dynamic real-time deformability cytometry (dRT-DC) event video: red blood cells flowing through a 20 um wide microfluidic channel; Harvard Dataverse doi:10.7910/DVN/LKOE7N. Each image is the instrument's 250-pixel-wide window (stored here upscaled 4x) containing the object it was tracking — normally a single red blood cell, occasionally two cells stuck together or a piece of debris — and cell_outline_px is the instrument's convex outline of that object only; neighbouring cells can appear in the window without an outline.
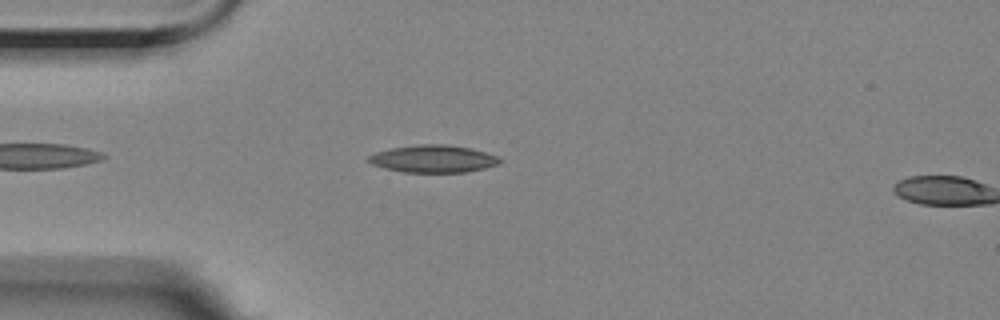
{"species": "Egyptian fruit bat (a non-hibernating species)", "species_latin": "Rousettus aegyptiacus", "temperature_condition": "room temperature", "stored_images_in_passage": 8, "camera_frame_rate_fps": 3000, "um_per_image_px": 0.085, "animal": {"sex": "female"}, "frame": {"image": 1, "passage_image": 7, "time_ms": 2.0, "image_size_px": [1000, 320], "cell_outline_px": [[500, 164], [484, 168], [464, 172], [404, 172], [384, 168], [372, 164], [364, 160], [368, 156], [376, 152], [392, 148], [420, 144], [444, 144], [468, 148], [484, 152], [496, 156], [500, 160]], "centroid_in_image_um": [36.77, 13.5], "position_along_channel_um": 48.2, "area_um2": 20.75}}